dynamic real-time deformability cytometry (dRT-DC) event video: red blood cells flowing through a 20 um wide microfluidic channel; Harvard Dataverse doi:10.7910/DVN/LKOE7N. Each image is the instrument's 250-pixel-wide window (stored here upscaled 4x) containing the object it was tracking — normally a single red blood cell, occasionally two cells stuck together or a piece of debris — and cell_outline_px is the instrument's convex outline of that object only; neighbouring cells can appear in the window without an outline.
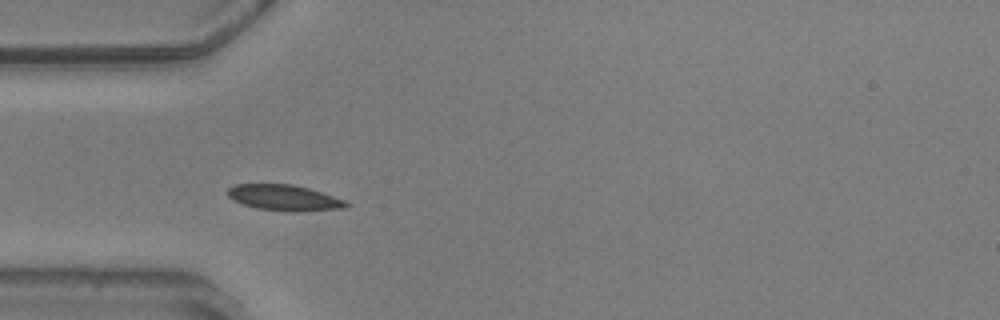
{"species": "common noctule bat (a hibernating species)", "species_latin": "Nyctalus noctula", "temperature_condition": "warm", "stored_images_in_passage": 4, "camera_frame_rate_fps": 3000, "um_per_image_px": 0.085, "animal": {"sex": "male", "body_mass_g": 20.5, "forearm_length_mm": 52.5}, "frame": {"image": 1, "passage_image": 1, "time_ms": 0.0, "image_size_px": [1000, 320], "cell_outline_px": [[352, 204], [348, 208], [304, 212], [288, 212], [256, 208], [232, 200], [224, 192], [228, 188], [236, 184], [292, 184], [308, 188], [344, 200]], "centroid_in_image_um": [24.17, 16.82], "position_along_channel_um": 60.8, "area_um2": 18.15}}